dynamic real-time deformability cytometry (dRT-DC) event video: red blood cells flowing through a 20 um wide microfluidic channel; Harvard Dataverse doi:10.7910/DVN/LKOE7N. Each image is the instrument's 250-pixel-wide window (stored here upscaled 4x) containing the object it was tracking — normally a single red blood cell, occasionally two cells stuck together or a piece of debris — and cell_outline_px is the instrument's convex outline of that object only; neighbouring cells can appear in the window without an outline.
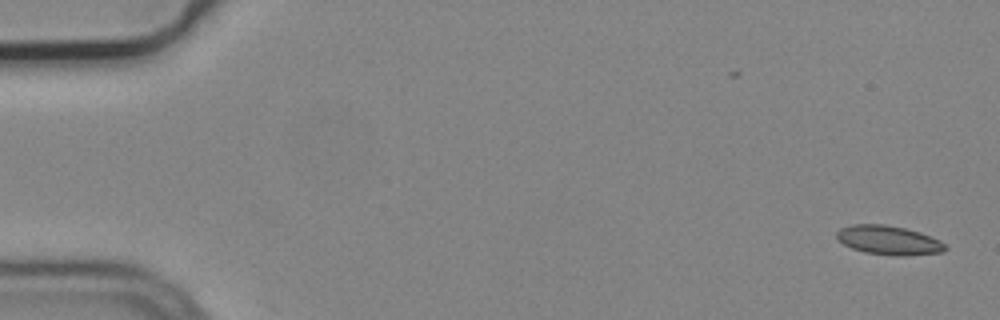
{"species": "common noctule bat (a hibernating species)", "species_latin": "Nyctalus noctula", "temperature_condition": "cold", "stored_images_in_passage": 2, "camera_frame_rate_fps": 3000, "um_per_image_px": 0.085, "animal": {"sex": "male", "body_mass_g": 19.2, "forearm_length_mm": 51.8}, "frame": {"image": 1, "passage_image": 2, "time_ms": 0.333, "image_size_px": [1000, 320], "cell_outline_px": [[948, 248], [944, 252], [904, 256], [900, 256], [864, 252], [852, 248], [844, 244], [836, 236], [836, 232], [840, 228], [852, 224], [884, 224], [904, 228], [920, 232], [940, 240]], "centroid_in_image_um": [75.55, 20.41], "position_along_channel_um": 9.4, "area_um2": 18.38}}